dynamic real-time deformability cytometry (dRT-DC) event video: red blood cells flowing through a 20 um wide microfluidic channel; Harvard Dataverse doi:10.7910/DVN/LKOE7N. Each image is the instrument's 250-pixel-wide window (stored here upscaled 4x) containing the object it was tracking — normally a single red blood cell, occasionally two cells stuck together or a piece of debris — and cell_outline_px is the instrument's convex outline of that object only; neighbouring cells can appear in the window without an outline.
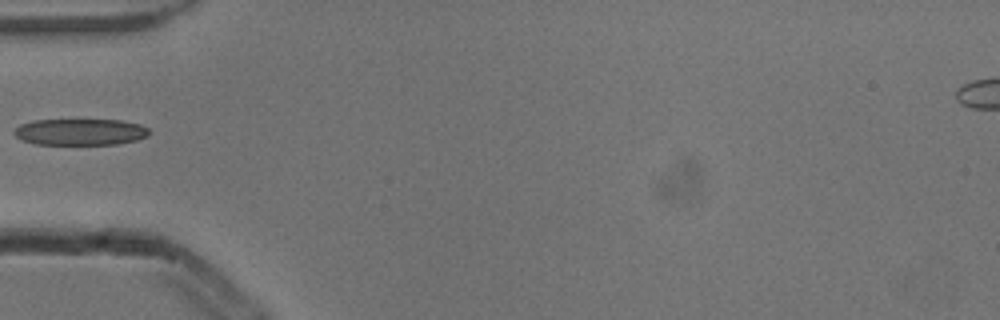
{"species": "common noctule bat (a hibernating species)", "species_latin": "Nyctalus noctula", "temperature_condition": "cold", "stored_images_in_passage": 6, "camera_frame_rate_fps": 3000, "um_per_image_px": 0.085, "animal": {"sex": "male", "body_mass_g": 13.3}, "frame": {"image": 1, "passage_image": 5, "time_ms": 1.333, "image_size_px": [1000, 320], "cell_outline_px": [[152, 132], [148, 136], [136, 140], [116, 144], [36, 144], [20, 140], [12, 132], [20, 124], [32, 120], [124, 120], [140, 124], [148, 128]], "centroid_in_image_um": [6.83, 11.21], "position_along_channel_um": 78.2, "area_um2": 20.98}}
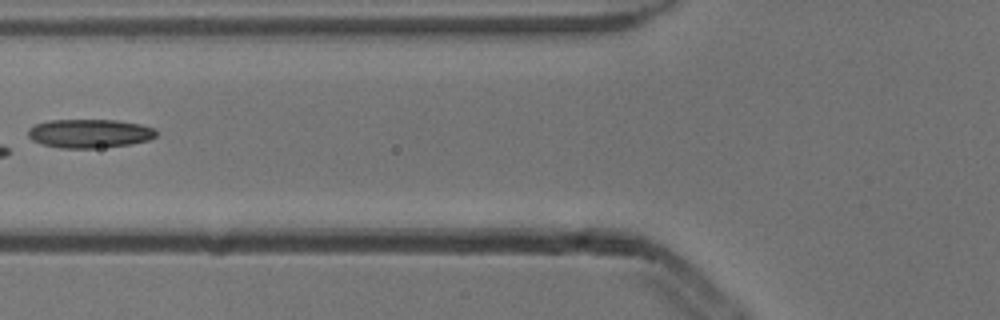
{"frame": {"image": 2, "passage_image": 6, "time_ms": 1.667, "image_size_px": [1000, 320], "cell_outline_px": [[156, 136], [148, 140], [128, 144], [96, 148], [60, 148], [40, 144], [32, 140], [28, 136], [28, 128], [36, 124], [48, 120], [120, 120], [140, 124], [156, 128]], "centroid_in_image_um": [7.59, 11.34], "position_along_channel_um": 118.2, "area_um2": 21.56}}